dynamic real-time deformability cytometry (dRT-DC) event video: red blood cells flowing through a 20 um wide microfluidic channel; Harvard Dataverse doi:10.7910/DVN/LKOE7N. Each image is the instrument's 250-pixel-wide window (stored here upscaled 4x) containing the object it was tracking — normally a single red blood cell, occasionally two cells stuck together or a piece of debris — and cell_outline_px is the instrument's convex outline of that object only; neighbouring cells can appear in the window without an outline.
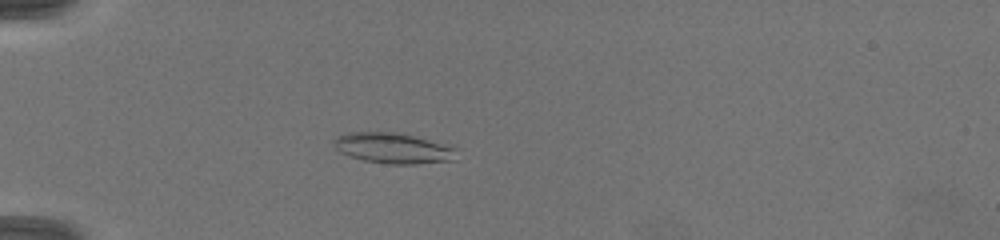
{"species": "common noctule bat (a hibernating species)", "species_latin": "Nyctalus noctula", "temperature_condition": "warm", "stored_images_in_passage": 61, "camera_frame_rate_fps": 3000, "um_per_image_px": 0.085, "animal": {"sex": "female", "body_mass_g": 19.5, "forearm_length_mm": 54.1}, "frame": {"image": 1, "passage_image": 17, "time_ms": 3.667, "image_size_px": [1000, 240], "cell_outline_px": [[456, 160], [416, 164], [392, 164], [364, 160], [340, 152], [336, 148], [332, 140], [336, 136], [348, 132], [396, 132], [452, 144], [456, 148]], "centroid_in_image_um": [33.49, 12.58], "position_along_channel_um": 51.5, "area_um2": 22.14}}
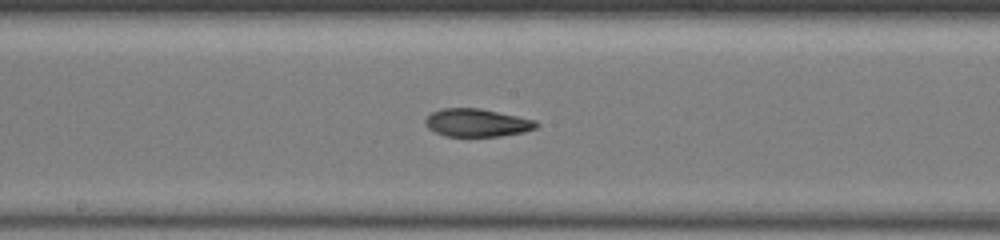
{"frame": {"image": 2, "passage_image": 39, "time_ms": 8.0, "image_size_px": [1000, 240], "cell_outline_px": [[540, 124], [536, 128], [524, 132], [500, 136], [444, 136], [428, 128], [424, 124], [424, 120], [432, 112], [444, 108], [480, 108], [536, 120]], "centroid_in_image_um": [40.55, 10.43], "position_along_channel_um": 207.7, "area_um2": 18.09}}
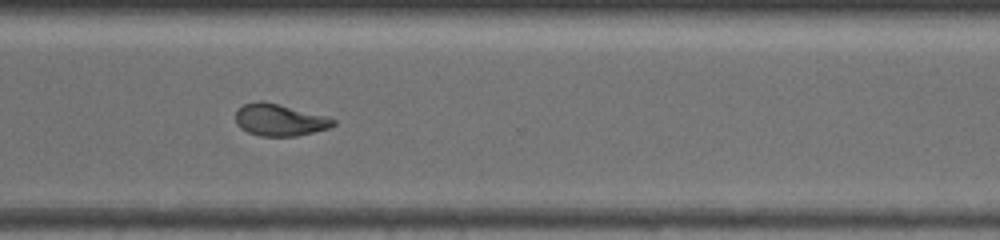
{"frame": {"image": 3, "passage_image": 60, "time_ms": 11.333, "image_size_px": [1000, 240], "cell_outline_px": [[336, 124], [328, 128], [296, 136], [260, 136], [248, 132], [240, 128], [236, 124], [236, 112], [244, 104], [280, 104], [328, 116], [336, 120]], "centroid_in_image_um": [23.82, 10.23], "position_along_channel_um": 346.8, "area_um2": 17.69}}